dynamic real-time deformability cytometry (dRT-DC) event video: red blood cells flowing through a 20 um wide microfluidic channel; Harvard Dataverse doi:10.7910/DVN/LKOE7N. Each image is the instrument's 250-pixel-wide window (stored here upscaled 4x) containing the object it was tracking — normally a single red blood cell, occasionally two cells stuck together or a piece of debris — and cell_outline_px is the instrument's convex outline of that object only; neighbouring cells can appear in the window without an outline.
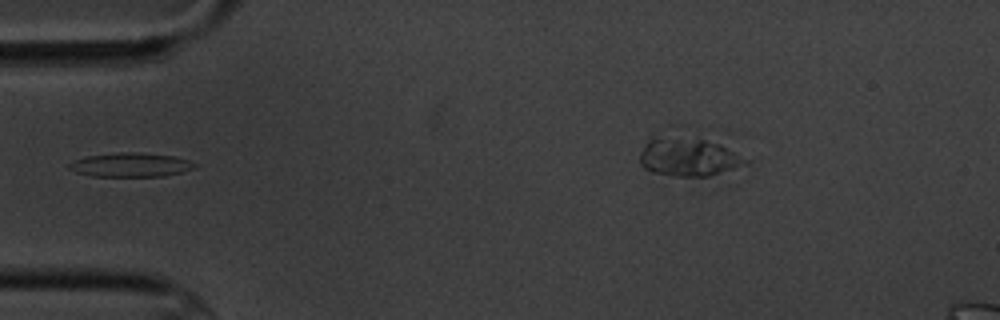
{"species": "common noctule bat (a hibernating species)", "species_latin": "Nyctalus noctula", "temperature_condition": "cold", "stored_images_in_passage": 16, "camera_frame_rate_fps": 3000, "um_per_image_px": 0.085, "animal": {"sex": "male", "body_mass_g": 20.1, "forearm_length_mm": 53.5}, "frame": {"image": 1, "passage_image": 5, "time_ms": 4.667, "image_size_px": [1000, 320], "cell_outline_px": [[196, 168], [164, 176], [92, 176], [76, 172], [68, 168], [68, 164], [72, 160], [88, 156], [120, 152], [136, 152], [172, 156], [188, 160], [196, 164]], "centroid_in_image_um": [11.07, 14.01], "position_along_channel_um": 73.9, "area_um2": 17.46}}
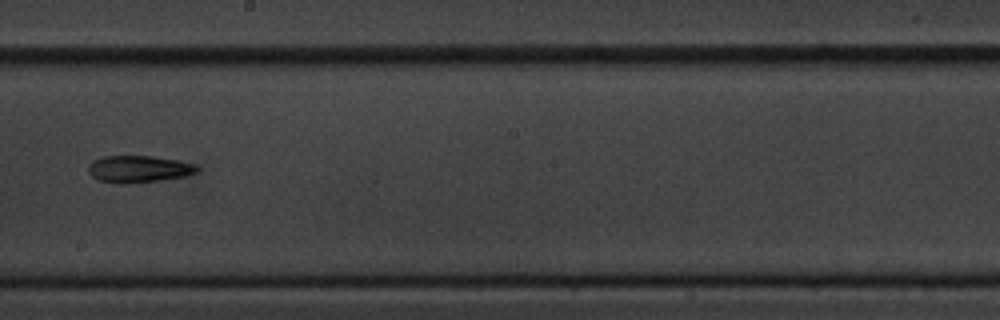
{"frame": {"image": 2, "passage_image": 9, "time_ms": 9.333, "image_size_px": [1000, 320], "cell_outline_px": [[200, 168], [196, 172], [184, 176], [160, 180], [120, 184], [116, 184], [100, 180], [92, 176], [88, 172], [88, 164], [92, 160], [104, 156], [152, 156], [176, 160], [196, 164]], "centroid_in_image_um": [11.76, 14.36], "position_along_channel_um": 236.4, "area_um2": 17.05}}
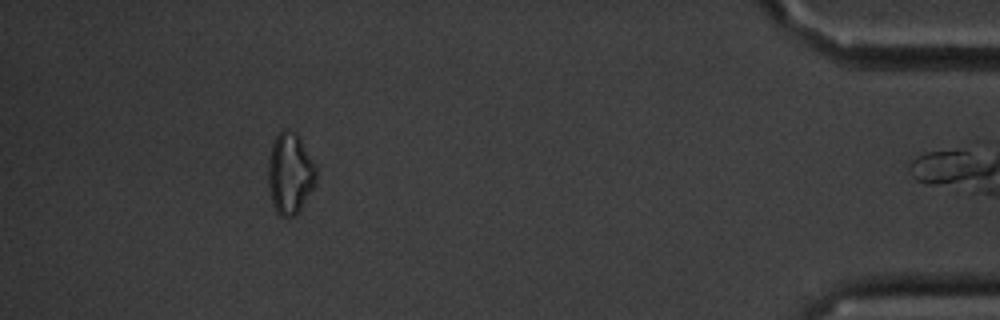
{"frame": {"image": 3, "passage_image": 15, "time_ms": 16.0, "image_size_px": [1000, 320], "cell_outline_px": [[316, 180], [312, 188], [300, 208], [292, 216], [280, 216], [276, 212], [272, 204], [268, 184], [268, 160], [272, 144], [276, 136], [284, 128], [288, 128], [296, 132], [316, 164]], "centroid_in_image_um": [24.63, 14.7], "position_along_channel_um": 410.6, "area_um2": 22.6}}